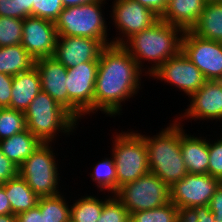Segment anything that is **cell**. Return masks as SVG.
<instances>
[{
	"label": "cell",
	"mask_w": 222,
	"mask_h": 222,
	"mask_svg": "<svg viewBox=\"0 0 222 222\" xmlns=\"http://www.w3.org/2000/svg\"><path fill=\"white\" fill-rule=\"evenodd\" d=\"M220 180L207 174H191L170 187V201L178 208L209 205Z\"/></svg>",
	"instance_id": "14"
},
{
	"label": "cell",
	"mask_w": 222,
	"mask_h": 222,
	"mask_svg": "<svg viewBox=\"0 0 222 222\" xmlns=\"http://www.w3.org/2000/svg\"><path fill=\"white\" fill-rule=\"evenodd\" d=\"M57 37L54 22L32 16L23 19L21 45L35 60L54 55Z\"/></svg>",
	"instance_id": "15"
},
{
	"label": "cell",
	"mask_w": 222,
	"mask_h": 222,
	"mask_svg": "<svg viewBox=\"0 0 222 222\" xmlns=\"http://www.w3.org/2000/svg\"><path fill=\"white\" fill-rule=\"evenodd\" d=\"M184 32L159 19L149 28L133 34L122 46L149 76L166 60L181 52Z\"/></svg>",
	"instance_id": "2"
},
{
	"label": "cell",
	"mask_w": 222,
	"mask_h": 222,
	"mask_svg": "<svg viewBox=\"0 0 222 222\" xmlns=\"http://www.w3.org/2000/svg\"><path fill=\"white\" fill-rule=\"evenodd\" d=\"M167 125L155 135H148L144 131L143 134L142 130L138 132L148 149L149 171L171 187L183 179L188 171L180 149L181 123L173 118Z\"/></svg>",
	"instance_id": "3"
},
{
	"label": "cell",
	"mask_w": 222,
	"mask_h": 222,
	"mask_svg": "<svg viewBox=\"0 0 222 222\" xmlns=\"http://www.w3.org/2000/svg\"><path fill=\"white\" fill-rule=\"evenodd\" d=\"M35 66V59L21 45L0 47V73L15 76Z\"/></svg>",
	"instance_id": "24"
},
{
	"label": "cell",
	"mask_w": 222,
	"mask_h": 222,
	"mask_svg": "<svg viewBox=\"0 0 222 222\" xmlns=\"http://www.w3.org/2000/svg\"><path fill=\"white\" fill-rule=\"evenodd\" d=\"M16 217L17 222H43V215L38 204L27 211L18 213Z\"/></svg>",
	"instance_id": "39"
},
{
	"label": "cell",
	"mask_w": 222,
	"mask_h": 222,
	"mask_svg": "<svg viewBox=\"0 0 222 222\" xmlns=\"http://www.w3.org/2000/svg\"><path fill=\"white\" fill-rule=\"evenodd\" d=\"M175 222H215V217L209 205L178 208Z\"/></svg>",
	"instance_id": "34"
},
{
	"label": "cell",
	"mask_w": 222,
	"mask_h": 222,
	"mask_svg": "<svg viewBox=\"0 0 222 222\" xmlns=\"http://www.w3.org/2000/svg\"><path fill=\"white\" fill-rule=\"evenodd\" d=\"M13 76L0 73V108H10Z\"/></svg>",
	"instance_id": "36"
},
{
	"label": "cell",
	"mask_w": 222,
	"mask_h": 222,
	"mask_svg": "<svg viewBox=\"0 0 222 222\" xmlns=\"http://www.w3.org/2000/svg\"><path fill=\"white\" fill-rule=\"evenodd\" d=\"M23 19L0 16V47L21 44Z\"/></svg>",
	"instance_id": "31"
},
{
	"label": "cell",
	"mask_w": 222,
	"mask_h": 222,
	"mask_svg": "<svg viewBox=\"0 0 222 222\" xmlns=\"http://www.w3.org/2000/svg\"><path fill=\"white\" fill-rule=\"evenodd\" d=\"M105 46L98 40L80 36H58L53 57L66 68L90 61H99Z\"/></svg>",
	"instance_id": "16"
},
{
	"label": "cell",
	"mask_w": 222,
	"mask_h": 222,
	"mask_svg": "<svg viewBox=\"0 0 222 222\" xmlns=\"http://www.w3.org/2000/svg\"><path fill=\"white\" fill-rule=\"evenodd\" d=\"M0 16L25 19V0H0Z\"/></svg>",
	"instance_id": "35"
},
{
	"label": "cell",
	"mask_w": 222,
	"mask_h": 222,
	"mask_svg": "<svg viewBox=\"0 0 222 222\" xmlns=\"http://www.w3.org/2000/svg\"><path fill=\"white\" fill-rule=\"evenodd\" d=\"M26 129V119L23 111L0 108V141Z\"/></svg>",
	"instance_id": "28"
},
{
	"label": "cell",
	"mask_w": 222,
	"mask_h": 222,
	"mask_svg": "<svg viewBox=\"0 0 222 222\" xmlns=\"http://www.w3.org/2000/svg\"><path fill=\"white\" fill-rule=\"evenodd\" d=\"M111 133L110 154L116 166L117 190L122 185L148 174V149L143 136L138 130H114Z\"/></svg>",
	"instance_id": "7"
},
{
	"label": "cell",
	"mask_w": 222,
	"mask_h": 222,
	"mask_svg": "<svg viewBox=\"0 0 222 222\" xmlns=\"http://www.w3.org/2000/svg\"><path fill=\"white\" fill-rule=\"evenodd\" d=\"M149 78L164 81V84L172 86L173 89H179L178 91L183 92L188 98L206 81L201 71L182 51L161 64L149 75L148 80Z\"/></svg>",
	"instance_id": "12"
},
{
	"label": "cell",
	"mask_w": 222,
	"mask_h": 222,
	"mask_svg": "<svg viewBox=\"0 0 222 222\" xmlns=\"http://www.w3.org/2000/svg\"><path fill=\"white\" fill-rule=\"evenodd\" d=\"M139 2L144 7L152 10L156 15L161 17L166 9V0H133Z\"/></svg>",
	"instance_id": "40"
},
{
	"label": "cell",
	"mask_w": 222,
	"mask_h": 222,
	"mask_svg": "<svg viewBox=\"0 0 222 222\" xmlns=\"http://www.w3.org/2000/svg\"><path fill=\"white\" fill-rule=\"evenodd\" d=\"M18 175L16 167L2 152L0 148V185H4L8 180Z\"/></svg>",
	"instance_id": "37"
},
{
	"label": "cell",
	"mask_w": 222,
	"mask_h": 222,
	"mask_svg": "<svg viewBox=\"0 0 222 222\" xmlns=\"http://www.w3.org/2000/svg\"><path fill=\"white\" fill-rule=\"evenodd\" d=\"M110 156L100 159L97 163L95 162L93 167L91 165L90 172L91 170L93 172L88 174L90 175L89 178L91 177L89 181L94 182L93 185L97 187L99 193L104 191L114 194L117 191L116 166L113 156Z\"/></svg>",
	"instance_id": "26"
},
{
	"label": "cell",
	"mask_w": 222,
	"mask_h": 222,
	"mask_svg": "<svg viewBox=\"0 0 222 222\" xmlns=\"http://www.w3.org/2000/svg\"><path fill=\"white\" fill-rule=\"evenodd\" d=\"M209 2H222V0H207Z\"/></svg>",
	"instance_id": "45"
},
{
	"label": "cell",
	"mask_w": 222,
	"mask_h": 222,
	"mask_svg": "<svg viewBox=\"0 0 222 222\" xmlns=\"http://www.w3.org/2000/svg\"><path fill=\"white\" fill-rule=\"evenodd\" d=\"M40 91L41 82L36 66L13 76L10 108L25 112Z\"/></svg>",
	"instance_id": "20"
},
{
	"label": "cell",
	"mask_w": 222,
	"mask_h": 222,
	"mask_svg": "<svg viewBox=\"0 0 222 222\" xmlns=\"http://www.w3.org/2000/svg\"><path fill=\"white\" fill-rule=\"evenodd\" d=\"M33 0H25V18L32 16Z\"/></svg>",
	"instance_id": "44"
},
{
	"label": "cell",
	"mask_w": 222,
	"mask_h": 222,
	"mask_svg": "<svg viewBox=\"0 0 222 222\" xmlns=\"http://www.w3.org/2000/svg\"><path fill=\"white\" fill-rule=\"evenodd\" d=\"M24 114L27 129L42 143L56 144L62 136H66V140L68 136L77 133L80 125L66 109L42 90L31 101Z\"/></svg>",
	"instance_id": "4"
},
{
	"label": "cell",
	"mask_w": 222,
	"mask_h": 222,
	"mask_svg": "<svg viewBox=\"0 0 222 222\" xmlns=\"http://www.w3.org/2000/svg\"><path fill=\"white\" fill-rule=\"evenodd\" d=\"M3 186L11 205L12 214L17 215L18 213L27 211L38 204L39 196L19 175L8 180Z\"/></svg>",
	"instance_id": "23"
},
{
	"label": "cell",
	"mask_w": 222,
	"mask_h": 222,
	"mask_svg": "<svg viewBox=\"0 0 222 222\" xmlns=\"http://www.w3.org/2000/svg\"><path fill=\"white\" fill-rule=\"evenodd\" d=\"M12 214V209L8 197L6 196V190L3 185H0V215Z\"/></svg>",
	"instance_id": "41"
},
{
	"label": "cell",
	"mask_w": 222,
	"mask_h": 222,
	"mask_svg": "<svg viewBox=\"0 0 222 222\" xmlns=\"http://www.w3.org/2000/svg\"><path fill=\"white\" fill-rule=\"evenodd\" d=\"M181 124V140L180 149L182 159L185 163L188 173L191 174H207L209 165V152H208V136L196 133L186 132ZM195 134V136H194Z\"/></svg>",
	"instance_id": "18"
},
{
	"label": "cell",
	"mask_w": 222,
	"mask_h": 222,
	"mask_svg": "<svg viewBox=\"0 0 222 222\" xmlns=\"http://www.w3.org/2000/svg\"><path fill=\"white\" fill-rule=\"evenodd\" d=\"M210 211L217 222H222V182L218 185L209 203Z\"/></svg>",
	"instance_id": "38"
},
{
	"label": "cell",
	"mask_w": 222,
	"mask_h": 222,
	"mask_svg": "<svg viewBox=\"0 0 222 222\" xmlns=\"http://www.w3.org/2000/svg\"><path fill=\"white\" fill-rule=\"evenodd\" d=\"M91 193L80 197H71L74 200L72 199L71 203L73 204H70V218L74 222H96L99 218L103 210V197L100 195L99 198V193L96 195Z\"/></svg>",
	"instance_id": "25"
},
{
	"label": "cell",
	"mask_w": 222,
	"mask_h": 222,
	"mask_svg": "<svg viewBox=\"0 0 222 222\" xmlns=\"http://www.w3.org/2000/svg\"><path fill=\"white\" fill-rule=\"evenodd\" d=\"M178 216V207L171 201L151 210L134 212L130 222H175Z\"/></svg>",
	"instance_id": "29"
},
{
	"label": "cell",
	"mask_w": 222,
	"mask_h": 222,
	"mask_svg": "<svg viewBox=\"0 0 222 222\" xmlns=\"http://www.w3.org/2000/svg\"><path fill=\"white\" fill-rule=\"evenodd\" d=\"M98 65L99 61H90L67 68L66 88L70 99V114L78 122L88 119L87 115L92 118L94 114V90Z\"/></svg>",
	"instance_id": "9"
},
{
	"label": "cell",
	"mask_w": 222,
	"mask_h": 222,
	"mask_svg": "<svg viewBox=\"0 0 222 222\" xmlns=\"http://www.w3.org/2000/svg\"><path fill=\"white\" fill-rule=\"evenodd\" d=\"M187 100L190 102H188L187 108L183 109L181 113L178 112L179 115L176 114L174 117L184 127L186 122L189 123L192 120L198 124L201 121L202 124L205 121L210 123V120L212 124L216 121L214 125L217 122L222 124V80H206L203 86Z\"/></svg>",
	"instance_id": "11"
},
{
	"label": "cell",
	"mask_w": 222,
	"mask_h": 222,
	"mask_svg": "<svg viewBox=\"0 0 222 222\" xmlns=\"http://www.w3.org/2000/svg\"><path fill=\"white\" fill-rule=\"evenodd\" d=\"M54 145L55 143H42L18 167V175L26 181L27 185L39 197L58 195L66 190L64 184H62L63 181L60 179L62 168L59 167L61 163L57 157L59 153L56 151L59 148Z\"/></svg>",
	"instance_id": "6"
},
{
	"label": "cell",
	"mask_w": 222,
	"mask_h": 222,
	"mask_svg": "<svg viewBox=\"0 0 222 222\" xmlns=\"http://www.w3.org/2000/svg\"><path fill=\"white\" fill-rule=\"evenodd\" d=\"M103 210L96 222H130V213L114 194L102 192Z\"/></svg>",
	"instance_id": "30"
},
{
	"label": "cell",
	"mask_w": 222,
	"mask_h": 222,
	"mask_svg": "<svg viewBox=\"0 0 222 222\" xmlns=\"http://www.w3.org/2000/svg\"><path fill=\"white\" fill-rule=\"evenodd\" d=\"M63 9L61 0H33L32 17L55 22Z\"/></svg>",
	"instance_id": "33"
},
{
	"label": "cell",
	"mask_w": 222,
	"mask_h": 222,
	"mask_svg": "<svg viewBox=\"0 0 222 222\" xmlns=\"http://www.w3.org/2000/svg\"><path fill=\"white\" fill-rule=\"evenodd\" d=\"M66 222H74L71 218L68 220V221H66Z\"/></svg>",
	"instance_id": "46"
},
{
	"label": "cell",
	"mask_w": 222,
	"mask_h": 222,
	"mask_svg": "<svg viewBox=\"0 0 222 222\" xmlns=\"http://www.w3.org/2000/svg\"><path fill=\"white\" fill-rule=\"evenodd\" d=\"M218 127H222L218 126ZM220 130H222L220 128ZM212 135H208V152H209V165L208 174L212 177L219 179L222 182V131L221 134H217L216 131H212ZM215 132V133H214ZM218 135V137H217ZM216 137V138H215ZM212 140V141H211Z\"/></svg>",
	"instance_id": "32"
},
{
	"label": "cell",
	"mask_w": 222,
	"mask_h": 222,
	"mask_svg": "<svg viewBox=\"0 0 222 222\" xmlns=\"http://www.w3.org/2000/svg\"><path fill=\"white\" fill-rule=\"evenodd\" d=\"M0 222H17V217L14 214L0 215Z\"/></svg>",
	"instance_id": "43"
},
{
	"label": "cell",
	"mask_w": 222,
	"mask_h": 222,
	"mask_svg": "<svg viewBox=\"0 0 222 222\" xmlns=\"http://www.w3.org/2000/svg\"><path fill=\"white\" fill-rule=\"evenodd\" d=\"M113 1L110 5L111 11H108L110 16V24L114 26L116 36H111L112 44L122 45L133 34L141 32L153 24L160 17L152 10L144 7L139 2L133 0H108Z\"/></svg>",
	"instance_id": "10"
},
{
	"label": "cell",
	"mask_w": 222,
	"mask_h": 222,
	"mask_svg": "<svg viewBox=\"0 0 222 222\" xmlns=\"http://www.w3.org/2000/svg\"><path fill=\"white\" fill-rule=\"evenodd\" d=\"M42 142L28 129L0 141L3 154L19 167Z\"/></svg>",
	"instance_id": "21"
},
{
	"label": "cell",
	"mask_w": 222,
	"mask_h": 222,
	"mask_svg": "<svg viewBox=\"0 0 222 222\" xmlns=\"http://www.w3.org/2000/svg\"><path fill=\"white\" fill-rule=\"evenodd\" d=\"M64 8L86 4L95 0H61Z\"/></svg>",
	"instance_id": "42"
},
{
	"label": "cell",
	"mask_w": 222,
	"mask_h": 222,
	"mask_svg": "<svg viewBox=\"0 0 222 222\" xmlns=\"http://www.w3.org/2000/svg\"><path fill=\"white\" fill-rule=\"evenodd\" d=\"M207 0H168L160 19L184 31L196 24Z\"/></svg>",
	"instance_id": "19"
},
{
	"label": "cell",
	"mask_w": 222,
	"mask_h": 222,
	"mask_svg": "<svg viewBox=\"0 0 222 222\" xmlns=\"http://www.w3.org/2000/svg\"><path fill=\"white\" fill-rule=\"evenodd\" d=\"M181 51L205 80H222V42L204 39L189 30L184 32Z\"/></svg>",
	"instance_id": "13"
},
{
	"label": "cell",
	"mask_w": 222,
	"mask_h": 222,
	"mask_svg": "<svg viewBox=\"0 0 222 222\" xmlns=\"http://www.w3.org/2000/svg\"><path fill=\"white\" fill-rule=\"evenodd\" d=\"M108 0H95L86 4L64 8L54 22L58 36H80L98 39L104 46L111 45L108 34L110 22L104 9ZM104 7V8H103ZM104 14V15H103ZM108 23V25H107Z\"/></svg>",
	"instance_id": "5"
},
{
	"label": "cell",
	"mask_w": 222,
	"mask_h": 222,
	"mask_svg": "<svg viewBox=\"0 0 222 222\" xmlns=\"http://www.w3.org/2000/svg\"><path fill=\"white\" fill-rule=\"evenodd\" d=\"M41 90L70 113V99L66 88L67 68L53 56L35 60Z\"/></svg>",
	"instance_id": "17"
},
{
	"label": "cell",
	"mask_w": 222,
	"mask_h": 222,
	"mask_svg": "<svg viewBox=\"0 0 222 222\" xmlns=\"http://www.w3.org/2000/svg\"><path fill=\"white\" fill-rule=\"evenodd\" d=\"M190 31L204 39L222 42V2L207 1Z\"/></svg>",
	"instance_id": "22"
},
{
	"label": "cell",
	"mask_w": 222,
	"mask_h": 222,
	"mask_svg": "<svg viewBox=\"0 0 222 222\" xmlns=\"http://www.w3.org/2000/svg\"><path fill=\"white\" fill-rule=\"evenodd\" d=\"M66 194L65 192L64 195L62 191L58 195L39 197L38 205L43 215V222H66L70 219L71 196L68 197Z\"/></svg>",
	"instance_id": "27"
},
{
	"label": "cell",
	"mask_w": 222,
	"mask_h": 222,
	"mask_svg": "<svg viewBox=\"0 0 222 222\" xmlns=\"http://www.w3.org/2000/svg\"><path fill=\"white\" fill-rule=\"evenodd\" d=\"M148 75L122 45H107L99 57L94 90V114L115 119L123 115V104L136 98ZM132 98L131 100H129Z\"/></svg>",
	"instance_id": "1"
},
{
	"label": "cell",
	"mask_w": 222,
	"mask_h": 222,
	"mask_svg": "<svg viewBox=\"0 0 222 222\" xmlns=\"http://www.w3.org/2000/svg\"><path fill=\"white\" fill-rule=\"evenodd\" d=\"M114 195L131 215L170 202V187L158 176L149 172L135 181L122 185Z\"/></svg>",
	"instance_id": "8"
}]
</instances>
